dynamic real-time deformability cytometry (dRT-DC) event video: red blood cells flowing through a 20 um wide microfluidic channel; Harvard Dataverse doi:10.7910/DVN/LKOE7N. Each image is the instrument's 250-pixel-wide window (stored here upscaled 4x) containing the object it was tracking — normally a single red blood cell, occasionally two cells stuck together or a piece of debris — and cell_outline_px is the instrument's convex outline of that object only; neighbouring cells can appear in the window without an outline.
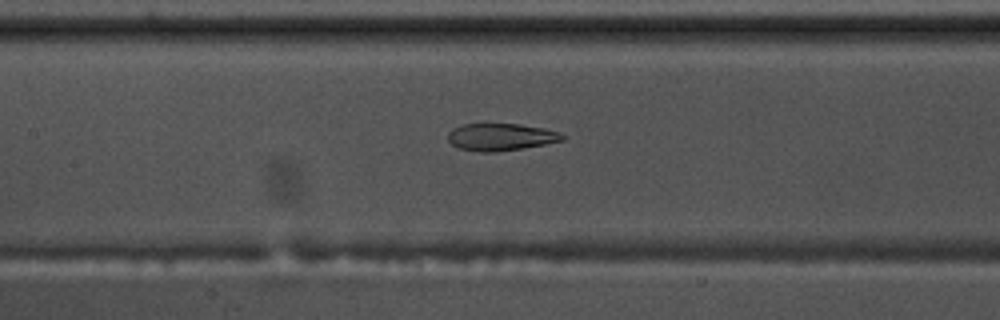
{"species": "common noctule bat (a hibernating species)", "species_latin": "Nyctalus noctula", "temperature_condition": "warm", "stored_images_in_passage": 41, "camera_frame_rate_fps": 3000, "um_per_image_px": 0.085, "animal": {"sex": "male", "body_mass_g": 17.5, "forearm_length_mm": 52.3}, "frame": {"image": 1, "passage_image": 13, "time_ms": 4.0, "image_size_px": [1000, 320], "cell_outline_px": [[564, 140], [524, 148], [496, 152], [476, 152], [456, 148], [448, 140], [448, 132], [452, 128], [464, 124], [520, 124], [544, 128], [560, 132], [564, 136]], "centroid_in_image_um": [42.54, 11.65], "position_along_channel_um": 164.9, "area_um2": 18.32}}
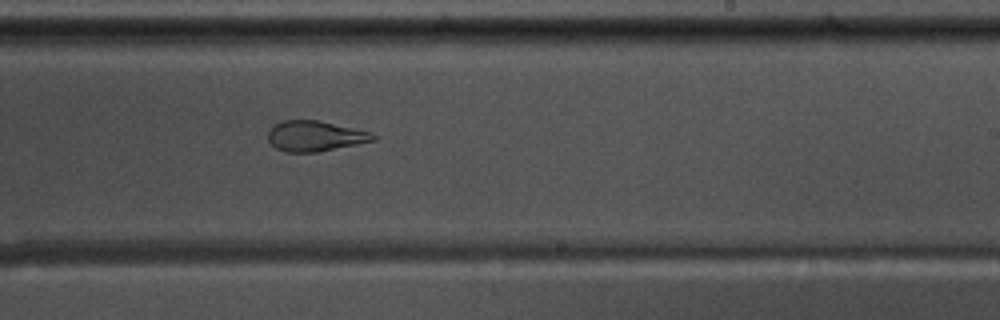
{"frame": {"image": 2, "passage_image": 21, "time_ms": 6.667, "image_size_px": [1000, 320], "cell_outline_px": [[376, 140], [316, 152], [284, 152], [276, 148], [268, 140], [268, 128], [280, 120], [320, 120], [372, 132], [376, 136]], "centroid_in_image_um": [26.75, 11.55], "position_along_channel_um": 262.3, "area_um2": 18.79}}
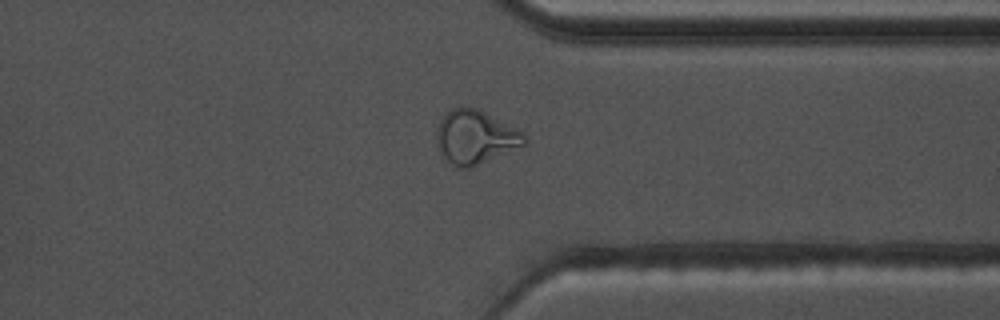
{"frame": {"image": 3, "passage_image": 30, "time_ms": 9.667, "image_size_px": [1000, 320], "cell_outline_px": [[528, 144], [472, 168], [456, 168], [444, 156], [440, 148], [436, 136], [436, 132], [440, 120], [452, 108], [460, 104], [480, 108], [524, 132], [528, 136]], "centroid_in_image_um": [40.47, 11.62], "position_along_channel_um": 370.9, "area_um2": 28.09}}